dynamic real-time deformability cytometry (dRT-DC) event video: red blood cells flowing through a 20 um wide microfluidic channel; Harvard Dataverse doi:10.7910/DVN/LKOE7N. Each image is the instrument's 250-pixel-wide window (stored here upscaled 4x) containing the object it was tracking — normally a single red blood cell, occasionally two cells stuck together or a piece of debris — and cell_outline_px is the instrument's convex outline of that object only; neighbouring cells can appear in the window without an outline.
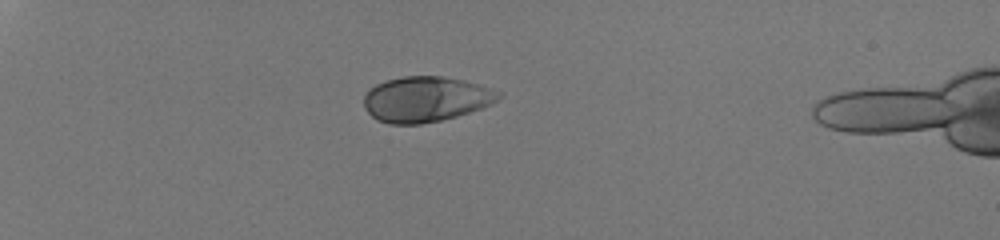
{"species": "human", "species_latin": "Homo sapiens", "temperature_condition": "room temperature", "stored_images_in_passage": 36, "camera_frame_rate_fps": 3000, "um_per_image_px": 0.085, "donor": {"sex": "male"}, "frame": {"image": 1, "passage_image": 1, "time_ms": 0.0, "image_size_px": [1000, 240], "cell_outline_px": [[504, 92], [496, 100], [480, 108], [456, 116], [440, 120], [420, 124], [388, 124], [376, 120], [364, 108], [364, 96], [368, 88], [376, 84], [388, 80], [404, 76], [444, 76], [464, 80]], "centroid_in_image_um": [36.15, 8.42], "position_along_channel_um": 48.8, "area_um2": 35.55}}
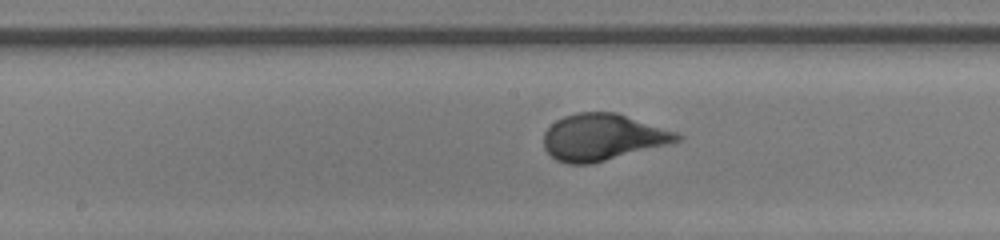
{"frame": {"image": 2, "passage_image": 16, "time_ms": 5.0, "image_size_px": [1000, 240], "cell_outline_px": [[684, 136], [680, 140], [668, 144], [592, 164], [568, 164], [556, 160], [544, 148], [544, 132], [556, 120], [564, 116], [576, 112], [616, 112], [676, 132]], "centroid_in_image_um": [51.2, 11.66], "position_along_channel_um": 197.0, "area_um2": 36.07}}
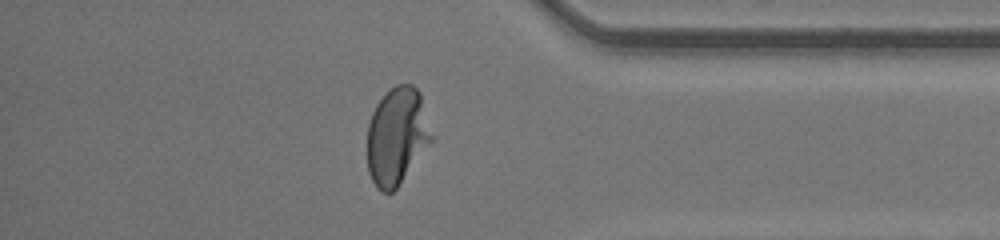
{"frame": {"image": 3, "passage_image": 31, "time_ms": 10.0, "image_size_px": [1000, 240], "cell_outline_px": [[432, 140], [396, 188], [392, 192], [380, 192], [376, 188], [368, 172], [368, 124], [372, 112], [376, 104], [396, 84], [412, 84], [420, 92], [432, 136]], "centroid_in_image_um": [33.71, 11.58], "position_along_channel_um": 401.5, "area_um2": 35.89}, "authors_computed_cell_mechanics": {"area_um2": 35.6048, "velocity_mm_per_s": 4.2638, "shape_relaxation_time_tau1_ms": 2.642, "shape_relaxation_time_tau2_ms": null, "deformation_change_tau1": 0.2036, "deformation_change_tau2": null}}